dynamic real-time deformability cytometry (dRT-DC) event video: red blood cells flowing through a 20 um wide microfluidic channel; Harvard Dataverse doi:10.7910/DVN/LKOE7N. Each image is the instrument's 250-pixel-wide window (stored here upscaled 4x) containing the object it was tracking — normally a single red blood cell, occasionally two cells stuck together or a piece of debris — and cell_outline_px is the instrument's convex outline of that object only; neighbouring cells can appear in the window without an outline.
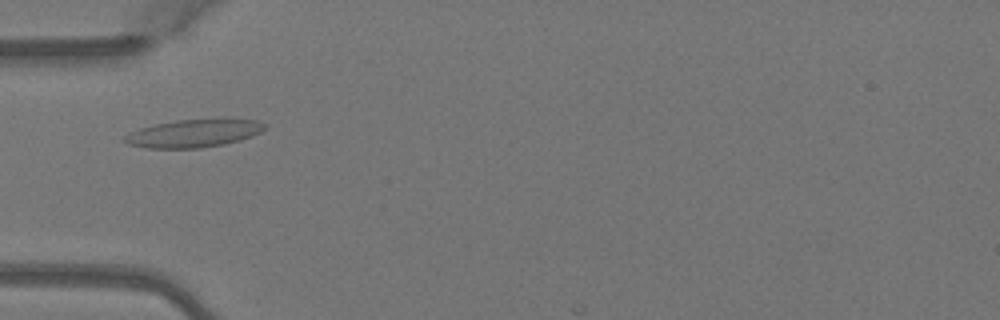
{"species": "Egyptian fruit bat (a non-hibernating species)", "species_latin": "Rousettus aegyptiacus", "temperature_condition": "warm", "stored_images_in_passage": 4, "camera_frame_rate_fps": 3000, "um_per_image_px": 0.085, "animal": {"sex": "female"}, "frame": {"image": 1, "passage_image": 3, "time_ms": 0.667, "image_size_px": [1000, 320], "cell_outline_px": [[268, 124], [260, 132], [252, 136], [240, 140], [224, 144], [200, 148], [148, 148], [128, 144], [120, 140], [124, 136], [140, 128], [156, 124], [176, 120], [220, 116], [224, 116], [260, 120]], "centroid_in_image_um": [16.56, 11.28], "position_along_channel_um": 68.4, "area_um2": 23.7}}